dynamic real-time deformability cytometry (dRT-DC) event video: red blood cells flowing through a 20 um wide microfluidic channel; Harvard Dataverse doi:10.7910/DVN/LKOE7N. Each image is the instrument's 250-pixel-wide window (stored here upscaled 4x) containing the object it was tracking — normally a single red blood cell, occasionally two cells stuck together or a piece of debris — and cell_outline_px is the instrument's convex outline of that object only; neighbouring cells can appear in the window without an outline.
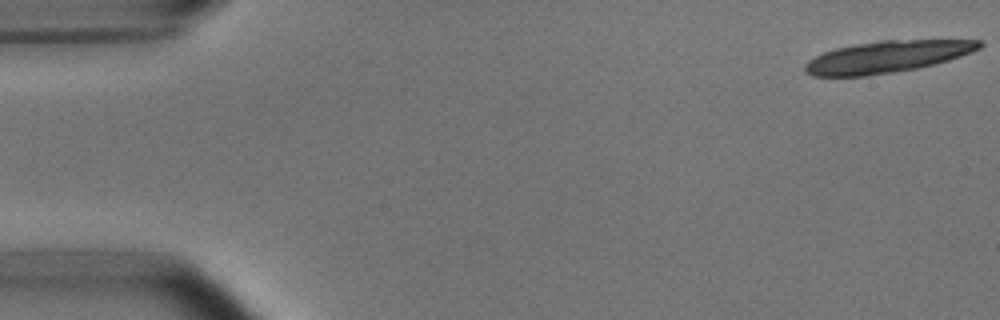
{"species": "common noctule bat (a hibernating species)", "species_latin": "Nyctalus noctula", "temperature_condition": "room temperature", "stored_images_in_passage": 18, "camera_frame_rate_fps": 3000, "um_per_image_px": 0.085, "animal": {"sex": "male", "body_mass_g": 15.6}, "frame": {"image": 1, "passage_image": 1, "time_ms": 0.0, "image_size_px": [1000, 320], "cell_outline_px": [[984, 44], [980, 48], [972, 52], [948, 60], [916, 68], [892, 72], [864, 76], [812, 76], [804, 72], [804, 64], [808, 60], [824, 52], [836, 48], [856, 44], [880, 40], [984, 40]], "centroid_in_image_um": [75.38, 4.82], "position_along_channel_um": 9.6, "area_um2": 32.08}}